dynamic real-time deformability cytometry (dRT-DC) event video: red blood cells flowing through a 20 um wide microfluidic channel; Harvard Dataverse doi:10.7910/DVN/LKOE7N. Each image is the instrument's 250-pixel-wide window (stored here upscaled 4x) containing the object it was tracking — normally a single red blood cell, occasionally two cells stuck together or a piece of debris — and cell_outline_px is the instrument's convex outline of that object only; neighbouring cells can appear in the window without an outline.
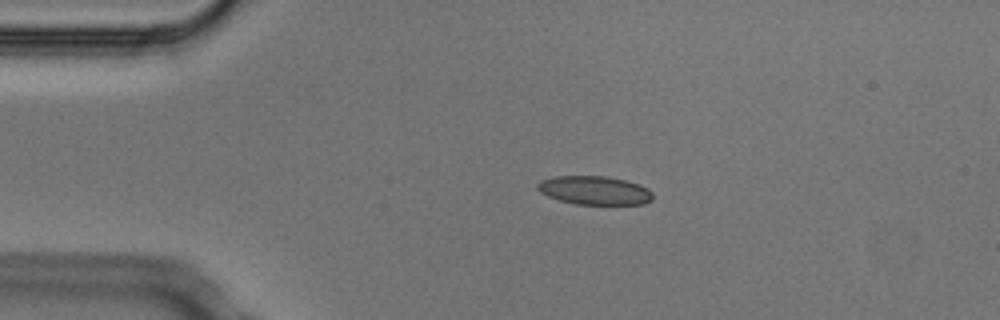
{"species": "Egyptian fruit bat (a non-hibernating species)", "species_latin": "Rousettus aegyptiacus", "temperature_condition": "cold", "stored_images_in_passage": 3, "camera_frame_rate_fps": 3000, "um_per_image_px": 0.085, "animal": {"sex": "male"}, "frame": {"image": 1, "passage_image": 2, "time_ms": 0.333, "image_size_px": [1000, 320], "cell_outline_px": [[652, 200], [644, 204], [576, 204], [560, 200], [548, 196], [540, 192], [536, 188], [536, 184], [540, 180], [556, 176], [604, 176], [624, 180], [640, 184], [648, 188], [652, 192]], "centroid_in_image_um": [50.53, 16.18], "position_along_channel_um": 34.5, "area_um2": 19.25}}